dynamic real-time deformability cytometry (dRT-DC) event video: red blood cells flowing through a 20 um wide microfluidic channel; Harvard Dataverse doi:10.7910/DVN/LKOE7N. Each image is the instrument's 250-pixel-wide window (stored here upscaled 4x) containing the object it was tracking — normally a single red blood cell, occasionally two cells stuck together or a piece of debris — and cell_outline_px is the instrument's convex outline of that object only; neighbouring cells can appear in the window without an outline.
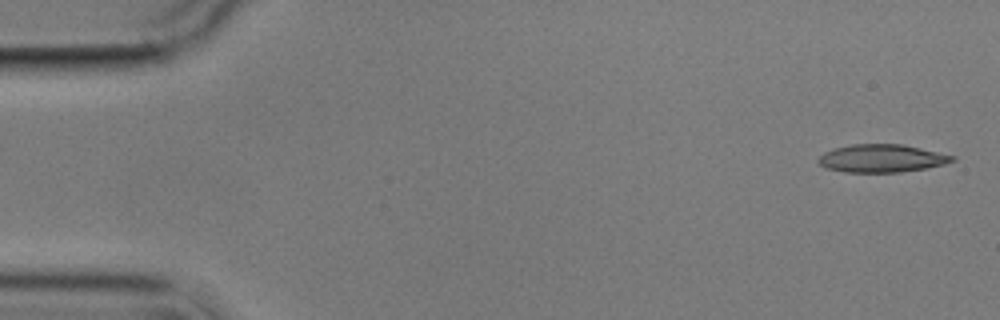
{"species": "common noctule bat (a hibernating species)", "species_latin": "Nyctalus noctula", "temperature_condition": "cold", "stored_images_in_passage": 5, "camera_frame_rate_fps": 3000, "um_per_image_px": 0.085, "animal": {"sex": "male", "body_mass_g": 17.9}, "frame": {"image": 1, "passage_image": 1, "time_ms": 0.0, "image_size_px": [1000, 320], "cell_outline_px": [[956, 160], [944, 164], [924, 168], [900, 172], [844, 172], [824, 168], [816, 160], [824, 152], [832, 148], [852, 144], [904, 144], [956, 156]], "centroid_in_image_um": [74.92, 13.45], "position_along_channel_um": 10.1, "area_um2": 21.91}}
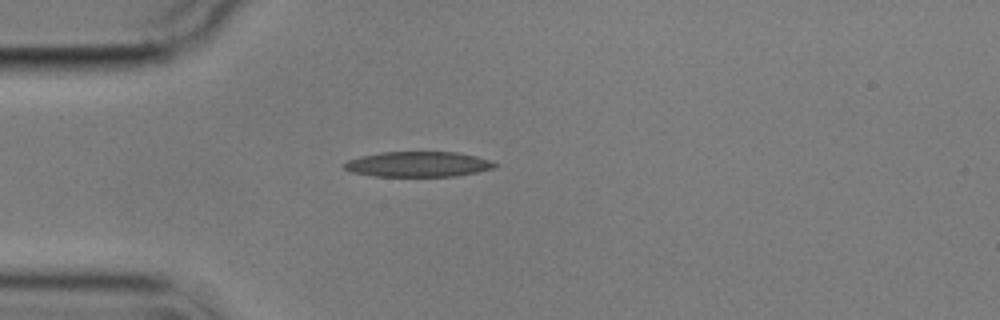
{"frame": {"image": 2, "passage_image": 4, "time_ms": 4.333, "image_size_px": [1000, 320], "cell_outline_px": [[500, 164], [496, 168], [456, 176], [372, 176], [352, 172], [344, 168], [344, 164], [348, 160], [360, 156], [380, 152], [456, 152], [476, 156]], "centroid_in_image_um": [35.55, 13.96], "position_along_channel_um": 49.4, "area_um2": 22.2}}